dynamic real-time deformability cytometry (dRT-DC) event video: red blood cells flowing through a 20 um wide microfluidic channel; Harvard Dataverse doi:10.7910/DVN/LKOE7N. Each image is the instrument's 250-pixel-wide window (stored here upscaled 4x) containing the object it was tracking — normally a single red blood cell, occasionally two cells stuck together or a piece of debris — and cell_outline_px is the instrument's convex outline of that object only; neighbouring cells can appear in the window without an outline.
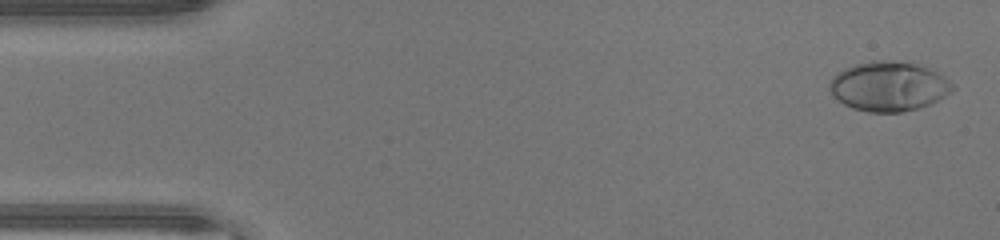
{"species": "human", "species_latin": "Homo sapiens", "temperature_condition": "warm", "stored_images_in_passage": 46, "camera_frame_rate_fps": 3000, "um_per_image_px": 0.085, "donor": {"sex": "male"}, "frame": {"image": 1, "passage_image": 2, "time_ms": 0.333, "image_size_px": [1000, 240], "cell_outline_px": [[956, 88], [952, 92], [932, 104], [920, 108], [904, 112], [868, 112], [852, 108], [844, 104], [832, 96], [828, 88], [828, 84], [832, 76], [836, 72], [844, 68], [856, 64], [872, 60], [884, 60], [916, 64], [928, 68], [944, 76]], "centroid_in_image_um": [75.52, 7.35], "position_along_channel_um": 9.5, "area_um2": 35.89}}
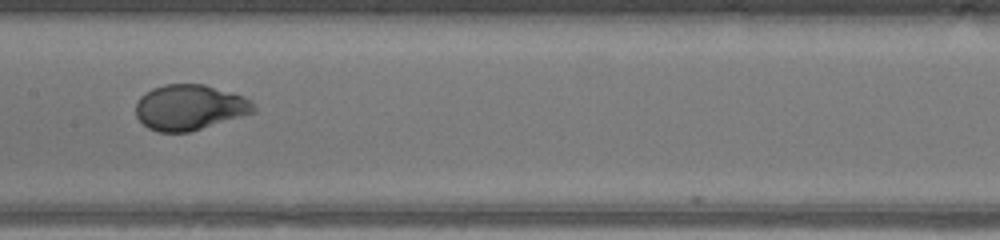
{"frame": {"image": 2, "passage_image": 23, "time_ms": 7.333, "image_size_px": [1000, 240], "cell_outline_px": [[256, 112], [188, 132], [156, 132], [148, 128], [136, 116], [136, 104], [140, 96], [144, 92], [152, 88], [164, 84], [204, 84], [232, 92], [256, 104]], "centroid_in_image_um": [16.1, 9.12], "position_along_channel_um": 191.3, "area_um2": 31.21}}
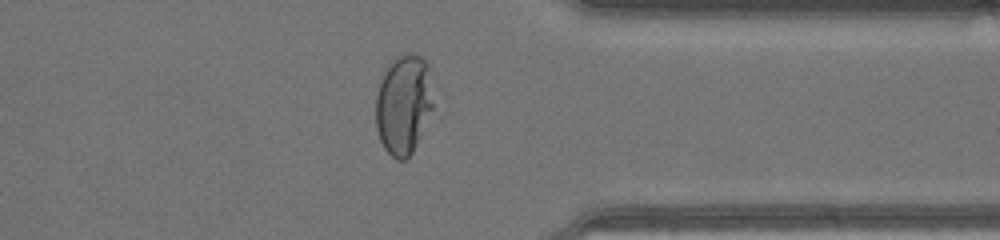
{"frame": {"image": 3, "passage_image": 36, "time_ms": 11.667, "image_size_px": [1000, 240], "cell_outline_px": [[436, 96], [432, 108], [412, 152], [404, 160], [396, 160], [384, 148], [380, 140], [376, 128], [376, 96], [384, 72], [388, 64], [392, 60], [408, 52], [412, 52], [420, 56], [428, 64]], "centroid_in_image_um": [34.33, 8.83], "position_along_channel_um": 377.1, "area_um2": 33.58}, "authors_computed_cell_mechanics": {"area_um2": 32.7148, "velocity_mm_per_s": 4.4763, "shape_relaxation_time_tau1_ms": 3.4757, "shape_relaxation_time_tau2_ms": null, "deformation_change_tau1": 0.2226, "deformation_change_tau2": null}}